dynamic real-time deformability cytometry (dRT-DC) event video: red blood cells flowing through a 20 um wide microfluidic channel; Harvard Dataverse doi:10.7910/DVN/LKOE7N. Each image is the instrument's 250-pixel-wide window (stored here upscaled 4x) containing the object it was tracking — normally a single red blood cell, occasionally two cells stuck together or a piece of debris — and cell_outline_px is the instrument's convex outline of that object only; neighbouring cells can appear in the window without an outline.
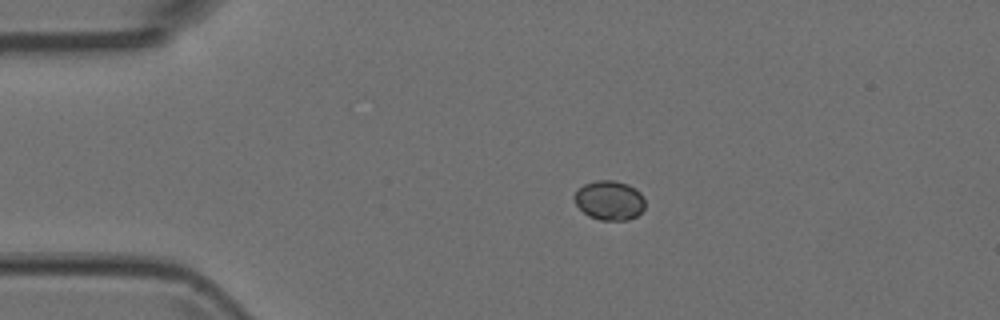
{"species": "Egyptian fruit bat (a non-hibernating species)", "species_latin": "Rousettus aegyptiacus", "temperature_condition": "room temperature", "stored_images_in_passage": 2, "camera_frame_rate_fps": 3000, "um_per_image_px": 0.085, "animal": {"sex": "female"}, "frame": {"image": 1, "passage_image": 1, "time_ms": 0.0, "image_size_px": [1000, 320], "cell_outline_px": [[644, 208], [636, 216], [628, 220], [600, 220], [588, 216], [576, 204], [572, 196], [576, 188], [584, 184], [596, 180], [612, 180], [628, 184], [636, 188], [644, 196]], "centroid_in_image_um": [51.78, 17.01], "position_along_channel_um": 33.2, "area_um2": 16.47}}